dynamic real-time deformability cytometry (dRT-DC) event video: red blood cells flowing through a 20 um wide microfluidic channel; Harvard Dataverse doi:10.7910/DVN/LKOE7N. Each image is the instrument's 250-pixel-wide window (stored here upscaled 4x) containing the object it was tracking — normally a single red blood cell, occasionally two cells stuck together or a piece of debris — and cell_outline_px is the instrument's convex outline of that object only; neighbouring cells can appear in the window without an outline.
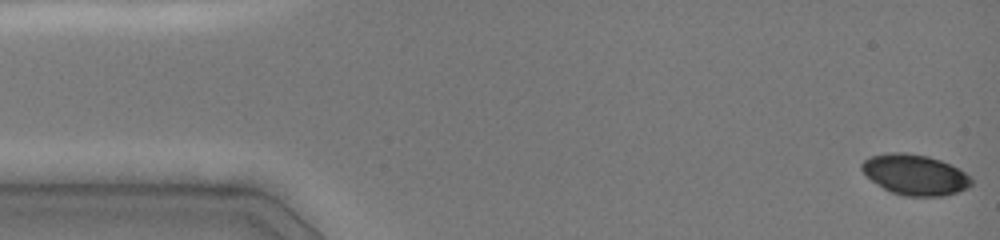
{"species": "common noctule bat (a hibernating species)", "species_latin": "Nyctalus noctula", "temperature_condition": "cold", "stored_images_in_passage": 24, "camera_frame_rate_fps": 3000, "um_per_image_px": 0.085, "animal": {"sex": "female", "body_mass_g": 19.0, "forearm_length_mm": 51.5}, "frame": {"image": 1, "passage_image": 1, "time_ms": 0.0, "image_size_px": [1000, 240], "cell_outline_px": [[972, 184], [968, 188], [944, 196], [904, 196], [892, 192], [884, 188], [872, 180], [860, 168], [860, 164], [864, 160], [872, 156], [888, 152], [904, 152], [928, 156], [940, 160], [972, 176]], "centroid_in_image_um": [77.78, 14.85], "position_along_channel_um": 7.2, "area_um2": 25.72}}
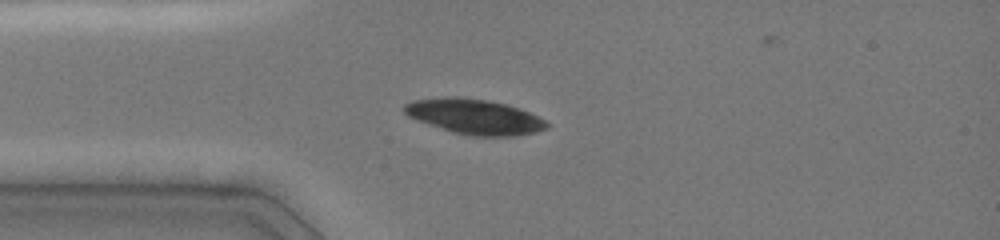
{"frame": {"image": 2, "passage_image": 20, "time_ms": 3.667, "image_size_px": [1000, 240], "cell_outline_px": [[552, 124], [548, 128], [536, 132], [516, 136], [468, 136], [452, 132], [408, 116], [400, 108], [404, 104], [412, 100], [444, 96], [456, 96], [484, 100], [504, 104], [520, 108]], "centroid_in_image_um": [40.32, 9.91], "position_along_channel_um": 44.7, "area_um2": 29.25}}